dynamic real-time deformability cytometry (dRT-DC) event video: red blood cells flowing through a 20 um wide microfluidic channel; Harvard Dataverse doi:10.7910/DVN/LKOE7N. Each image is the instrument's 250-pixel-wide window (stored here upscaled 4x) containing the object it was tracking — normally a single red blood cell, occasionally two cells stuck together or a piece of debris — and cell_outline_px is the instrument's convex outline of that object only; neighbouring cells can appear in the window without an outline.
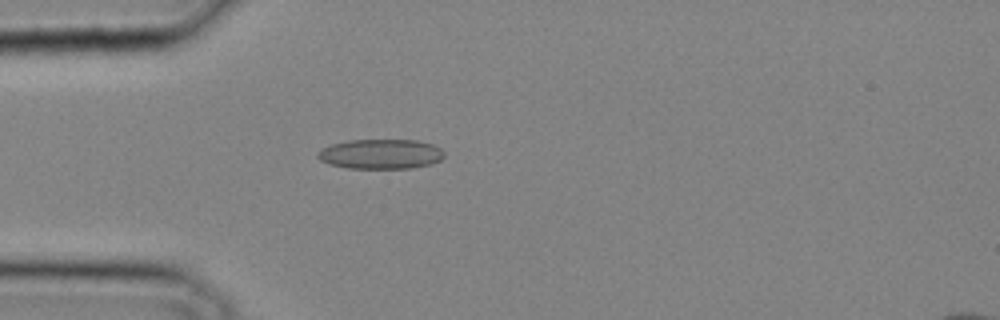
{"species": "common noctule bat (a hibernating species)", "species_latin": "Nyctalus noctula", "temperature_condition": "cold", "stored_images_in_passage": 34, "camera_frame_rate_fps": 3000, "um_per_image_px": 0.085, "animal": {"sex": "male", "body_mass_g": 20.4}, "frame": {"image": 1, "passage_image": 9, "time_ms": 2.667, "image_size_px": [1000, 320], "cell_outline_px": [[444, 156], [440, 160], [432, 164], [412, 168], [348, 168], [328, 164], [320, 160], [316, 156], [316, 152], [332, 144], [348, 140], [416, 140], [432, 144], [440, 148], [444, 152]], "centroid_in_image_um": [32.36, 13.09], "position_along_channel_um": 52.6, "area_um2": 22.02}}
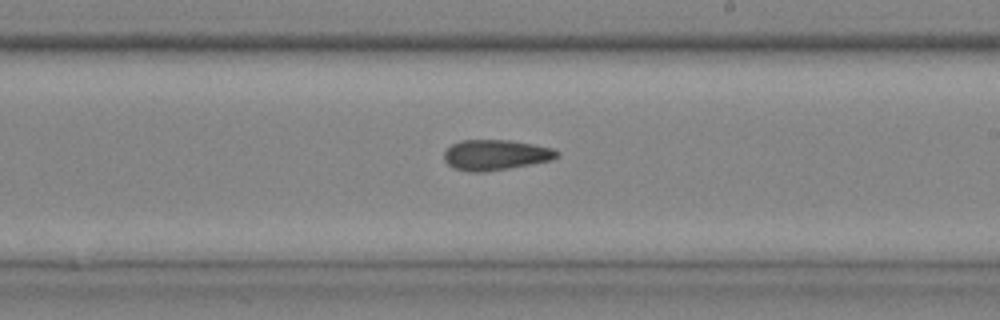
{"frame": {"image": 2, "passage_image": 20, "time_ms": 6.333, "image_size_px": [1000, 320], "cell_outline_px": [[560, 156], [552, 160], [508, 168], [484, 172], [468, 172], [452, 168], [444, 160], [444, 152], [452, 144], [460, 140], [508, 140], [532, 144], [552, 148], [560, 152]], "centroid_in_image_um": [42.11, 13.17], "position_along_channel_um": 246.9, "area_um2": 20.06}}
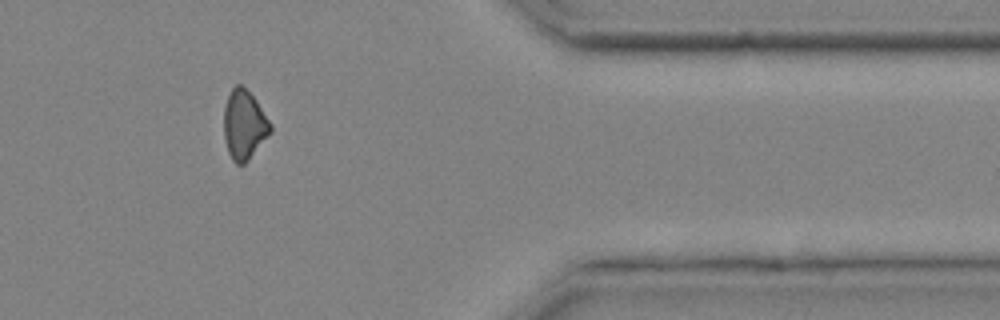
{"frame": {"image": 3, "passage_image": 29, "time_ms": 9.333, "image_size_px": [1000, 320], "cell_outline_px": [[272, 132], [248, 160], [244, 164], [236, 164], [232, 160], [228, 152], [224, 136], [224, 108], [228, 96], [232, 88], [236, 84], [240, 84], [256, 100], [272, 124]], "centroid_in_image_um": [20.76, 10.63], "position_along_channel_um": 390.6, "area_um2": 18.73}}